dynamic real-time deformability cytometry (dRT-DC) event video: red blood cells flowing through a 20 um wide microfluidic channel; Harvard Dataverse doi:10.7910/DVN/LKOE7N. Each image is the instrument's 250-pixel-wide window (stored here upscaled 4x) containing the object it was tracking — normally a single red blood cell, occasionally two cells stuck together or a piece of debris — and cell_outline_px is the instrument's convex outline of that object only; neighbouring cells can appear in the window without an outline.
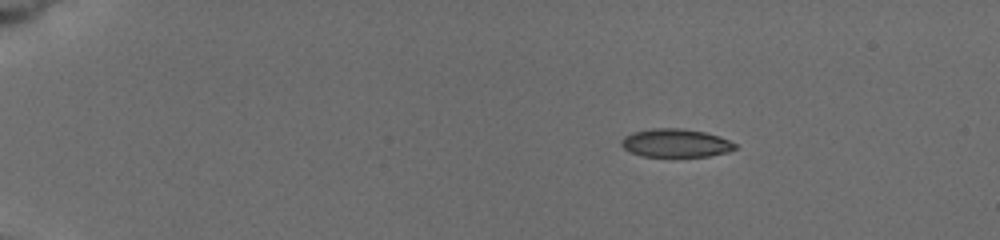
{"species": "common noctule bat (a hibernating species)", "species_latin": "Nyctalus noctula", "temperature_condition": "cold", "stored_images_in_passage": 4, "camera_frame_rate_fps": 3000, "um_per_image_px": 0.085, "animal": {"sex": "female", "body_mass_g": 19.5, "forearm_length_mm": 54.1}, "frame": {"image": 1, "passage_image": 1, "time_ms": 0.0, "image_size_px": [1000, 240], "cell_outline_px": [[736, 148], [728, 152], [708, 156], [644, 156], [632, 152], [624, 148], [620, 144], [620, 140], [624, 136], [632, 132], [648, 128], [680, 128], [704, 132], [720, 136], [736, 144]], "centroid_in_image_um": [57.41, 12.14], "position_along_channel_um": 27.6, "area_um2": 18.73}}
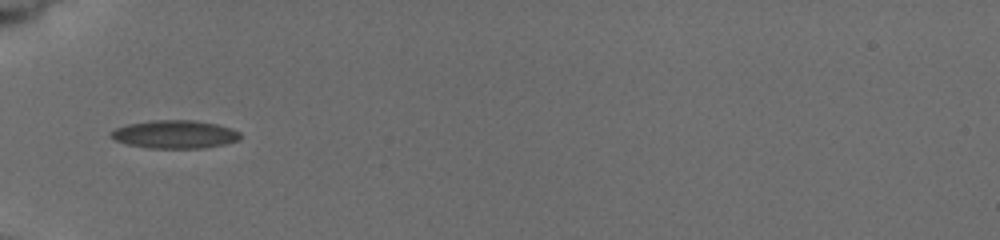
{"frame": {"image": 2, "passage_image": 4, "time_ms": 3.667, "image_size_px": [1000, 240], "cell_outline_px": [[240, 140], [224, 144], [204, 148], [148, 148], [128, 144], [116, 140], [108, 136], [108, 132], [116, 128], [128, 124], [152, 120], [196, 120], [216, 124], [232, 128], [240, 132]], "centroid_in_image_um": [14.86, 11.41], "position_along_channel_um": 70.1, "area_um2": 21.33}}